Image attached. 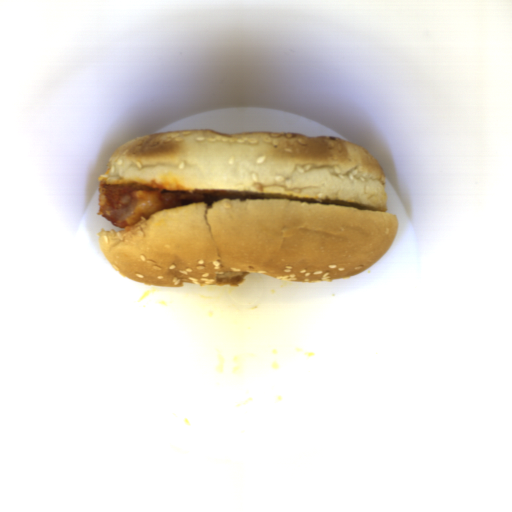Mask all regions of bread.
<instances>
[{"mask_svg":"<svg viewBox=\"0 0 512 512\" xmlns=\"http://www.w3.org/2000/svg\"><path fill=\"white\" fill-rule=\"evenodd\" d=\"M127 182L249 197L198 201L98 232L109 263L136 283L237 286L249 272L329 283L366 271L398 233L380 162L331 135L152 133L112 150L98 177L99 185Z\"/></svg>","mask_w":512,"mask_h":512,"instance_id":"bread-1","label":"bread"}]
</instances>
